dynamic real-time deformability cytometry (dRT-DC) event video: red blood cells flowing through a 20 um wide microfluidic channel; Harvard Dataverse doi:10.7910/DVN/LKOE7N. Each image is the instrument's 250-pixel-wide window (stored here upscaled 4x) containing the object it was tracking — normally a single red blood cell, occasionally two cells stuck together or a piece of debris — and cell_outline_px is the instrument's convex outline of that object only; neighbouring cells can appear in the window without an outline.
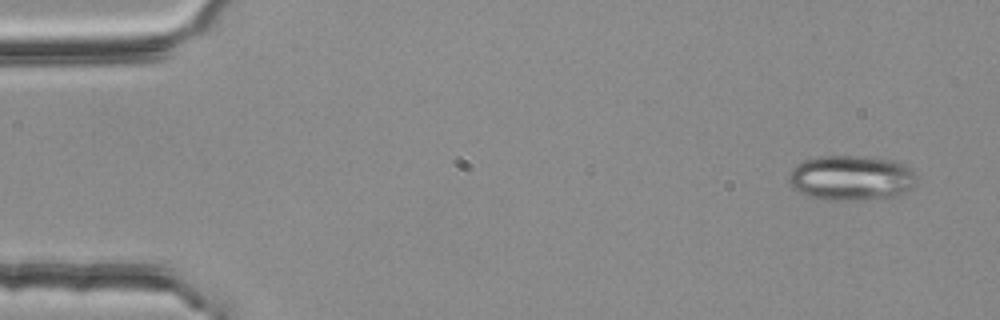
{"species": "common noctule bat (a hibernating species)", "species_latin": "Nyctalus noctula", "temperature_condition": "room temperature", "stored_images_in_passage": 4, "segment_of_instrument_passage": [2, 2], "camera_frame_rate_fps": 3000, "um_per_image_px": 0.085, "animal": {"sex": "female", "body_mass_g": 25.1}, "frame": {"image": 1, "passage_image": 4, "time_ms": 1.0, "image_size_px": [1000, 320], "cell_outline_px": [[916, 184], [892, 200], [832, 200], [804, 196], [792, 188], [788, 180], [788, 172], [796, 164], [804, 160], [820, 156], [860, 156], [896, 160], [904, 164], [916, 176]], "centroid_in_image_um": [72.35, 15.15], "position_along_channel_um": 12.7, "area_um2": 34.39}}